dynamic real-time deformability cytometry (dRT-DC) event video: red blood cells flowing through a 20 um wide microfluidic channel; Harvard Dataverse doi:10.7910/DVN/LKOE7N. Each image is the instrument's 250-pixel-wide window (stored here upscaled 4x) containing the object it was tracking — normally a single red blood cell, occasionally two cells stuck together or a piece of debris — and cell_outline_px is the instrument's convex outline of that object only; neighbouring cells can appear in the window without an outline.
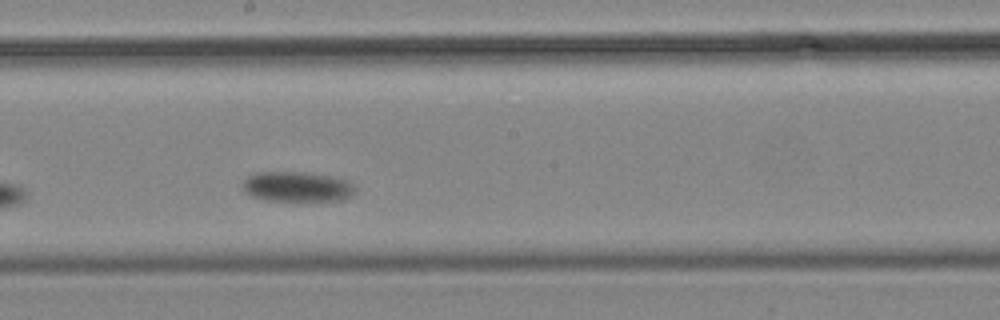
{"species": "common noctule bat (a hibernating species)", "species_latin": "Nyctalus noctula", "temperature_condition": "cold", "stored_images_in_passage": 14, "camera_frame_rate_fps": 3000, "um_per_image_px": 0.085, "animal": {"sex": "male", "body_mass_g": 19.2, "forearm_length_mm": 51.8}, "frame": {"image": 1, "passage_image": 8, "time_ms": 10.0, "image_size_px": [1000, 320], "cell_outline_px": [[356, 188], [352, 196], [344, 200], [268, 200], [252, 196], [244, 188], [244, 180], [248, 176], [256, 172], [304, 172], [328, 176], [348, 180]], "centroid_in_image_um": [25.3, 15.86], "position_along_channel_um": 222.9, "area_um2": 19.42}}
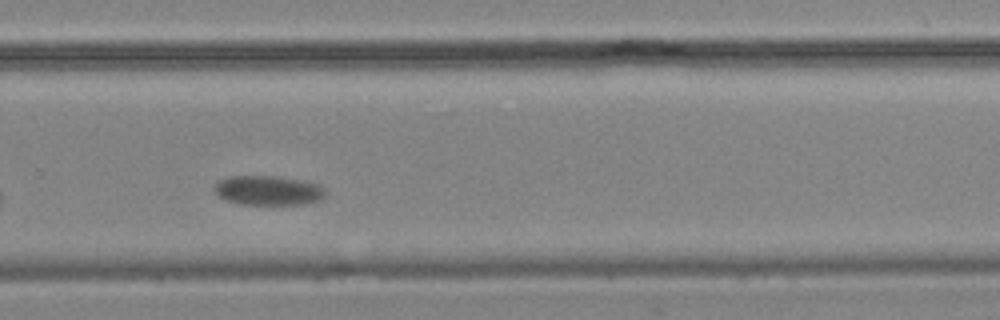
{"frame": {"image": 2, "passage_image": 10, "time_ms": 13.0, "image_size_px": [1000, 320], "cell_outline_px": [[328, 192], [320, 200], [308, 204], [240, 204], [224, 200], [216, 196], [212, 188], [220, 180], [228, 176], [276, 176], [304, 180], [316, 184], [324, 188]], "centroid_in_image_um": [22.78, 16.19], "position_along_channel_um": 307.0, "area_um2": 19.42}}